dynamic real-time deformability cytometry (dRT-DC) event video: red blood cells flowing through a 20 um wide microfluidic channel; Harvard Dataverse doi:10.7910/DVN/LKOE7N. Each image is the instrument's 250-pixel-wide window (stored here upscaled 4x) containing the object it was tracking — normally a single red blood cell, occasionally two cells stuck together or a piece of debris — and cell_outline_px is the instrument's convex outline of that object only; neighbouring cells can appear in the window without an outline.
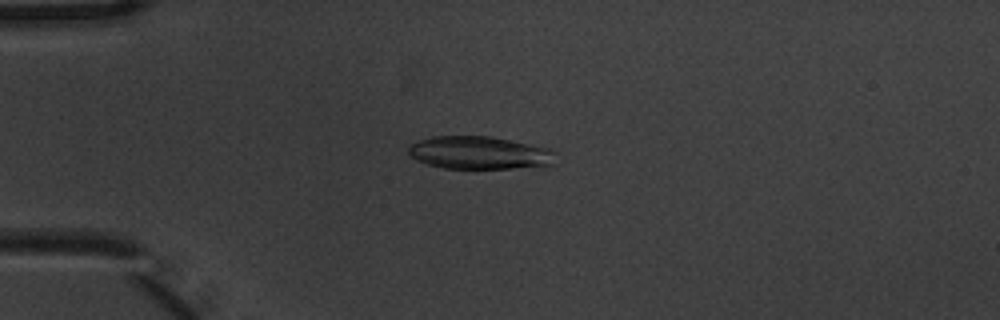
{"species": "common noctule bat (a hibernating species)", "species_latin": "Nyctalus noctula", "temperature_condition": "warm", "stored_images_in_passage": 3, "camera_frame_rate_fps": 3000, "um_per_image_px": 0.085, "animal": {"sex": "male", "body_mass_g": 20.1, "forearm_length_mm": 53.5}, "frame": {"image": 1, "passage_image": 2, "time_ms": 0.333, "image_size_px": [1000, 320], "cell_outline_px": [[556, 152], [552, 164], [548, 168], [444, 168], [428, 164], [416, 160], [408, 156], [408, 148], [412, 144], [420, 140], [432, 136], [492, 136], [548, 148]], "centroid_in_image_um": [40.79, 13.0], "position_along_channel_um": 44.2, "area_um2": 28.5}}